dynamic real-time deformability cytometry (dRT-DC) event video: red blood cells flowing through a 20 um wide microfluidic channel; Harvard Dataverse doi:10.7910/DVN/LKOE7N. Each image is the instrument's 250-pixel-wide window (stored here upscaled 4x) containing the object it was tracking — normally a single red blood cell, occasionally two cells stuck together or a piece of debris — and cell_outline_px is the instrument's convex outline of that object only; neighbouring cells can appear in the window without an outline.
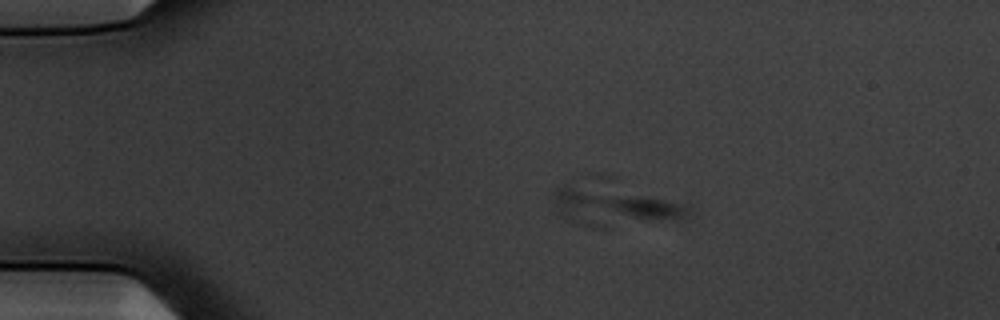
{"species": "common noctule bat (a hibernating species)", "species_latin": "Nyctalus noctula", "temperature_condition": "warm", "stored_images_in_passage": 6, "camera_frame_rate_fps": 3000, "um_per_image_px": 0.085, "animal": {"sex": "male", "body_mass_g": 20.1, "forearm_length_mm": 53.5}, "frame": {"image": 1, "passage_image": 1, "time_ms": 0.0, "image_size_px": [1000, 320], "cell_outline_px": [[688, 216], [676, 220], [604, 228], [592, 228], [576, 224], [564, 220], [560, 216], [552, 196], [552, 192], [556, 188], [564, 184], [644, 196], [664, 200], [680, 204], [688, 208]], "centroid_in_image_um": [52.06, 17.66], "position_along_channel_um": 32.9, "area_um2": 28.84}}